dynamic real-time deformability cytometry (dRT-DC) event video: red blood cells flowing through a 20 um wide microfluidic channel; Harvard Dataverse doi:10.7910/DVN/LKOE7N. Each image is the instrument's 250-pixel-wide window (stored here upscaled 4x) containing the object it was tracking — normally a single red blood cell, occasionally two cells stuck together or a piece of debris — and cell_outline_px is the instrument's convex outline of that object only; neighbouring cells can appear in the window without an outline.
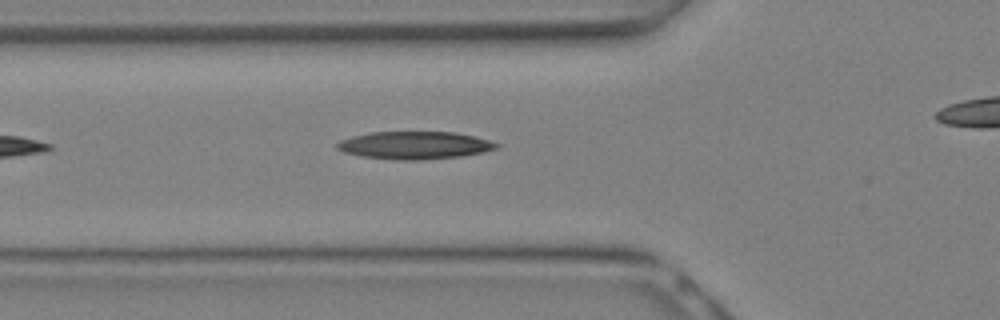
{"species": "Egyptian fruit bat (a non-hibernating species)", "species_latin": "Rousettus aegyptiacus", "temperature_condition": "warm", "stored_images_in_passage": 4, "camera_frame_rate_fps": 3000, "um_per_image_px": 0.085, "animal": {"sex": "female"}, "frame": {"image": 1, "passage_image": 2, "time_ms": 0.333, "image_size_px": [1000, 320], "cell_outline_px": [[500, 148], [484, 152], [460, 156], [420, 160], [392, 160], [360, 156], [344, 152], [336, 148], [336, 144], [340, 140], [352, 136], [372, 132], [456, 132], [476, 136], [500, 144]], "centroid_in_image_um": [35.26, 12.35], "position_along_channel_um": 90.5, "area_um2": 25.89}}
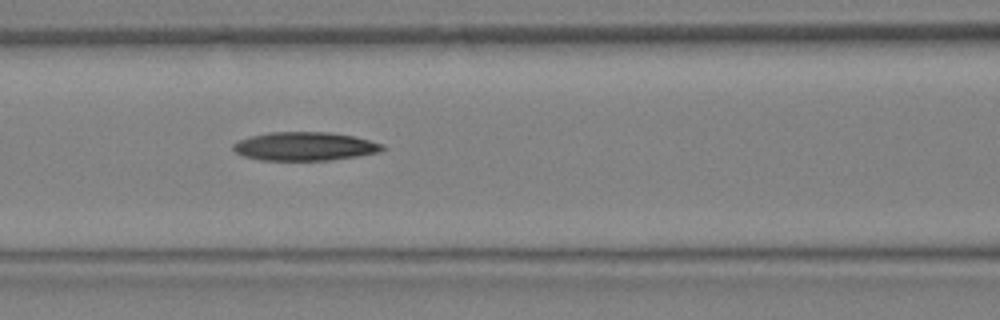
{"frame": {"image": 2, "passage_image": 4, "time_ms": 1.0, "image_size_px": [1000, 320], "cell_outline_px": [[388, 148], [380, 152], [332, 160], [260, 160], [244, 156], [236, 152], [232, 148], [232, 144], [240, 140], [252, 136], [268, 132], [328, 132], [352, 136], [384, 144]], "centroid_in_image_um": [25.93, 12.44], "position_along_channel_um": 140.7, "area_um2": 24.8}}